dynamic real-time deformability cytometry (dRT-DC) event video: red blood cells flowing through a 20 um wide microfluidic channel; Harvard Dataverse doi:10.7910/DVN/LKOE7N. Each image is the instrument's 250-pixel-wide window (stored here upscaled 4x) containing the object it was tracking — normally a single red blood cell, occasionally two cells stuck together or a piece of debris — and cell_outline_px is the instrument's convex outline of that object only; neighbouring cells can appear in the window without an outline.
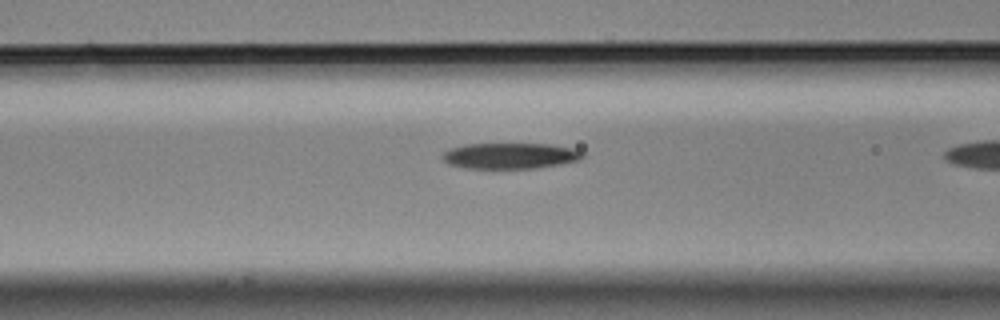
{"species": "Egyptian fruit bat (a non-hibernating species)", "species_latin": "Rousettus aegyptiacus", "temperature_condition": "cold", "stored_images_in_passage": 29, "camera_frame_rate_fps": 3000, "um_per_image_px": 0.085, "animal": {"sex": "male"}, "frame": {"image": 1, "passage_image": 7, "time_ms": 2.0, "image_size_px": [1000, 320], "cell_outline_px": [[584, 156], [580, 160], [560, 164], [536, 168], [464, 168], [448, 164], [440, 156], [448, 148], [464, 144], [552, 144], [572, 148], [584, 152]], "centroid_in_image_um": [43.34, 13.24], "position_along_channel_um": 123.3, "area_um2": 21.27}}
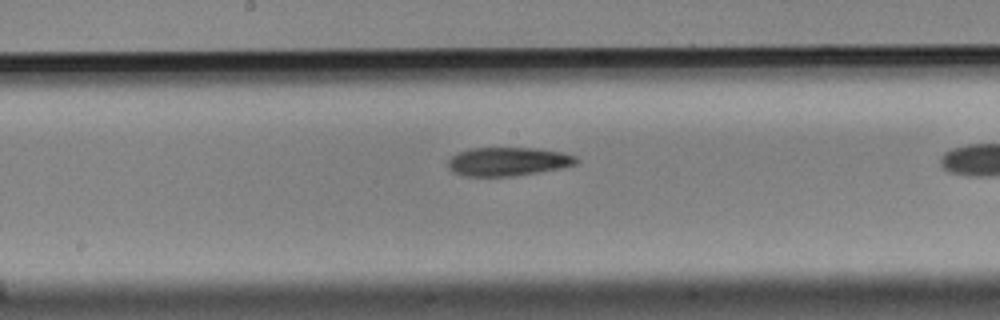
{"frame": {"image": 2, "passage_image": 14, "time_ms": 4.333, "image_size_px": [1000, 320], "cell_outline_px": [[580, 160], [576, 164], [560, 168], [512, 176], [464, 176], [452, 172], [448, 168], [448, 160], [452, 156], [460, 152], [472, 148], [532, 148], [560, 152], [576, 156]], "centroid_in_image_um": [43.16, 13.73], "position_along_channel_um": 205.0, "area_um2": 21.21}}
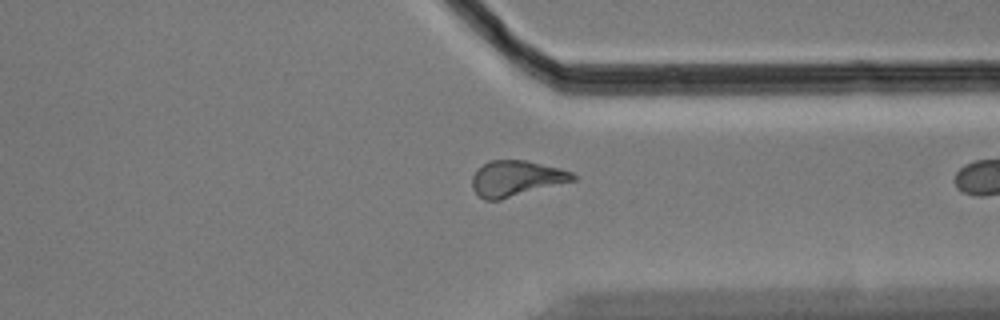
{"frame": {"image": 3, "passage_image": 28, "time_ms": 9.0, "image_size_px": [1000, 320], "cell_outline_px": [[576, 180], [500, 200], [484, 200], [472, 188], [472, 176], [488, 160], [524, 160], [560, 168], [572, 172], [576, 176]], "centroid_in_image_um": [43.89, 15.17], "position_along_channel_um": 367.5, "area_um2": 20.81}}